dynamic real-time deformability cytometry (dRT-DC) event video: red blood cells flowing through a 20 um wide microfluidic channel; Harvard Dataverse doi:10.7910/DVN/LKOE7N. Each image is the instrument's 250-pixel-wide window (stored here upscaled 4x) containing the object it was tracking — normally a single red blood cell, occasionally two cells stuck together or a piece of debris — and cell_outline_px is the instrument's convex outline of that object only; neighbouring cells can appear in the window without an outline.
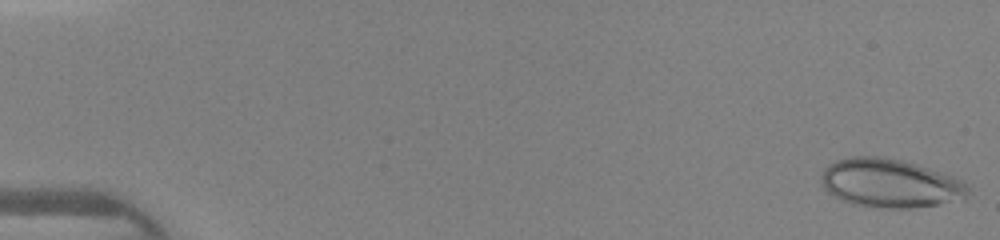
{"species": "human", "species_latin": "Homo sapiens", "temperature_condition": "warm", "stored_images_in_passage": 46, "camera_frame_rate_fps": 3000, "um_per_image_px": 0.085, "donor": {"sex": "female"}, "frame": {"image": 1, "passage_image": 1, "time_ms": 0.0, "image_size_px": [1000, 240], "cell_outline_px": [[968, 192], [964, 200], [912, 208], [876, 208], [852, 204], [828, 192], [820, 184], [820, 176], [824, 168], [828, 164], [836, 160], [852, 156], [884, 156], [904, 160], [956, 176], [968, 184]], "centroid_in_image_um": [75.67, 15.56], "position_along_channel_um": 9.3, "area_um2": 42.31}}
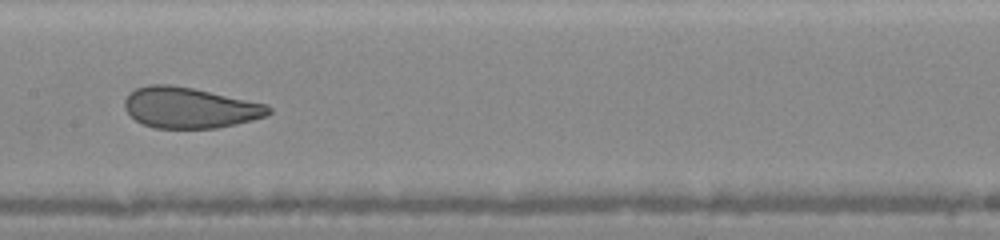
{"frame": {"image": 2, "passage_image": 24, "time_ms": 7.667, "image_size_px": [1000, 240], "cell_outline_px": [[272, 112], [268, 116], [236, 124], [216, 128], [156, 128], [144, 124], [136, 120], [124, 108], [124, 100], [128, 92], [136, 88], [148, 84], [168, 84], [192, 88], [268, 104], [272, 108]], "centroid_in_image_um": [16.14, 9.15], "position_along_channel_um": 191.3, "area_um2": 34.33}}
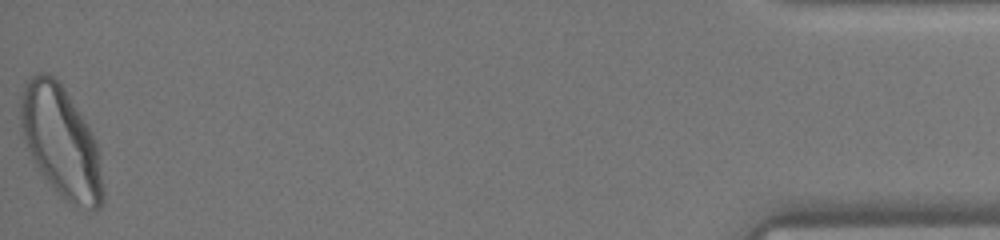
{"frame": {"image": 3, "passage_image": 46, "time_ms": 15.0, "image_size_px": [1000, 240], "cell_outline_px": [[104, 200], [100, 208], [88, 208], [72, 204], [44, 176], [36, 164], [28, 148], [20, 128], [20, 92], [24, 84], [32, 76], [40, 72], [48, 72], [64, 88], [88, 128], [96, 144], [104, 188]], "centroid_in_image_um": [5.16, 12.01], "position_along_channel_um": 430.0, "area_um2": 51.96}}